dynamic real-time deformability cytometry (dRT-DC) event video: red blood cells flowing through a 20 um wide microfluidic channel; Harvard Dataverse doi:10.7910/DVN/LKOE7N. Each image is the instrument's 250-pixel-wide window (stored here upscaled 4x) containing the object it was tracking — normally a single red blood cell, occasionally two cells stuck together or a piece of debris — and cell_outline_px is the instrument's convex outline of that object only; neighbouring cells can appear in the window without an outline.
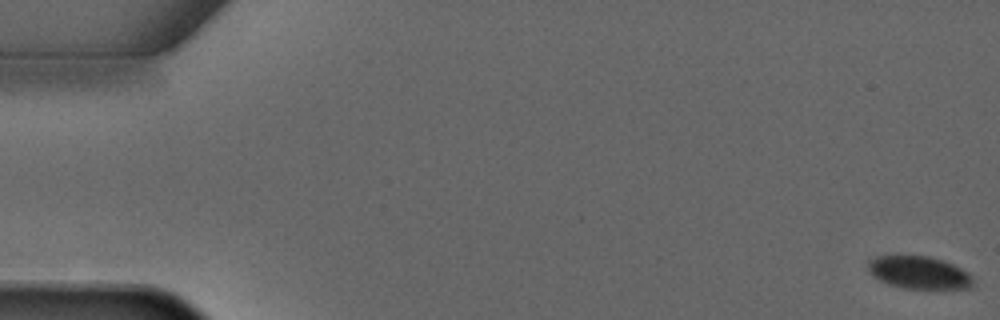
{"species": "common noctule bat (a hibernating species)", "species_latin": "Nyctalus noctula", "temperature_condition": "warm", "stored_images_in_passage": 6, "camera_frame_rate_fps": 3000, "um_per_image_px": 0.085, "animal": {"sex": "male", "forearm_length_mm": 52.5}, "frame": {"image": 1, "passage_image": 1, "time_ms": 0.0, "image_size_px": [1000, 320], "cell_outline_px": [[976, 284], [972, 288], [908, 288], [888, 284], [872, 276], [868, 268], [868, 260], [876, 256], [928, 256], [952, 264], [968, 272], [972, 276]], "centroid_in_image_um": [78.13, 23.17], "position_along_channel_um": 6.9, "area_um2": 19.83}}
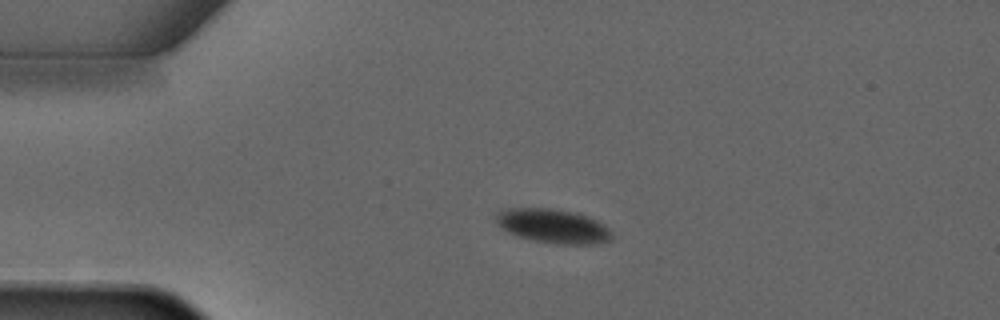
{"frame": {"image": 2, "passage_image": 4, "time_ms": 3.333, "image_size_px": [1000, 320], "cell_outline_px": [[612, 240], [596, 244], [556, 244], [536, 240], [520, 236], [508, 232], [496, 220], [496, 212], [504, 208], [552, 208], [572, 212], [588, 216], [604, 224], [612, 232]], "centroid_in_image_um": [47.05, 19.21], "position_along_channel_um": 38.0, "area_um2": 22.89}}
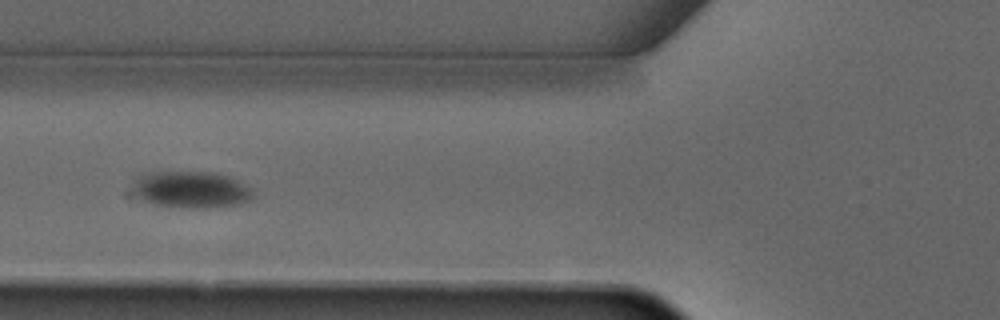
{"frame": {"image": 3, "passage_image": 6, "time_ms": 5.667, "image_size_px": [1000, 320], "cell_outline_px": [[256, 196], [252, 200], [236, 204], [156, 204], [144, 200], [140, 196], [132, 184], [132, 180], [136, 176], [152, 172], [216, 172], [228, 176], [244, 184]], "centroid_in_image_um": [16.25, 16.02], "position_along_channel_um": 109.6, "area_um2": 24.04}}